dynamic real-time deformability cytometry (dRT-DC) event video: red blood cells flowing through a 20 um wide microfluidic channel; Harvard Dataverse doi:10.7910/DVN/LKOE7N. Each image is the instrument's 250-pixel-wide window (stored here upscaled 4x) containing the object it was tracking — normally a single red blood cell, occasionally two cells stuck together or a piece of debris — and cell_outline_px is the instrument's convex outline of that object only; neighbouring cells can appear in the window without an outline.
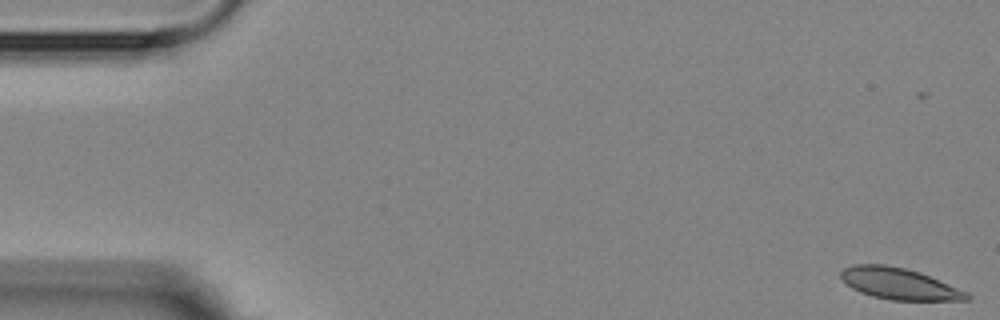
{"species": "Egyptian fruit bat (a non-hibernating species)", "species_latin": "Rousettus aegyptiacus", "temperature_condition": "room temperature", "stored_images_in_passage": 6, "camera_frame_rate_fps": 3000, "um_per_image_px": 0.085, "animal": {"sex": "female"}, "frame": {"image": 1, "passage_image": 1, "time_ms": 0.0, "image_size_px": [1000, 320], "cell_outline_px": [[972, 296], [968, 300], [892, 300], [872, 296], [860, 292], [844, 284], [840, 276], [840, 272], [844, 268], [852, 264], [884, 264], [904, 268], [920, 272], [968, 292]], "centroid_in_image_um": [76.4, 24.11], "position_along_channel_um": 8.6, "area_um2": 23.12}}